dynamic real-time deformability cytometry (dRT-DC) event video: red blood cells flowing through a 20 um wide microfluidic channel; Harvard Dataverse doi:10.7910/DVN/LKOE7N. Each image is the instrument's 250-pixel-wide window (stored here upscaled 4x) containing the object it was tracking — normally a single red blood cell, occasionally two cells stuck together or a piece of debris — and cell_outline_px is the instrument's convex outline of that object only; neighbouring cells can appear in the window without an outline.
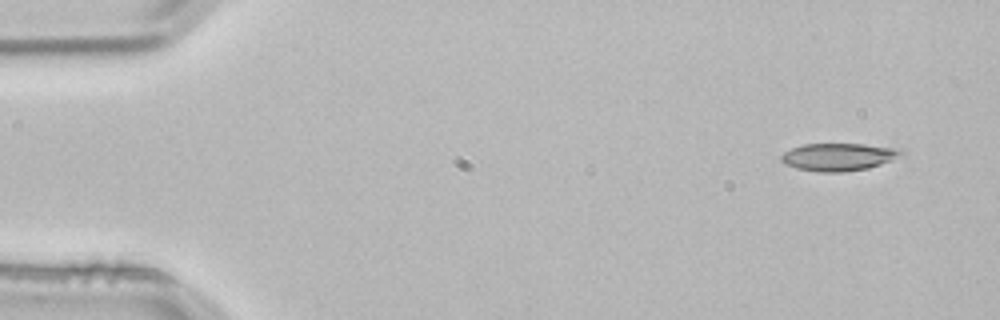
{"species": "common noctule bat (a hibernating species)", "species_latin": "Nyctalus noctula", "temperature_condition": "room temperature", "stored_images_in_passage": 3, "camera_frame_rate_fps": 3000, "um_per_image_px": 0.085, "animal": {"sex": "male", "body_mass_g": 21.5, "forearm_length_mm": 52.0}, "frame": {"image": 1, "passage_image": 1, "time_ms": 0.0, "image_size_px": [1000, 320], "cell_outline_px": [[904, 156], [868, 168], [844, 172], [820, 172], [796, 168], [784, 164], [780, 160], [780, 156], [784, 152], [792, 148], [804, 144], [864, 144], [904, 148]], "centroid_in_image_um": [71.33, 13.33], "position_along_channel_um": 13.7, "area_um2": 19.59}}